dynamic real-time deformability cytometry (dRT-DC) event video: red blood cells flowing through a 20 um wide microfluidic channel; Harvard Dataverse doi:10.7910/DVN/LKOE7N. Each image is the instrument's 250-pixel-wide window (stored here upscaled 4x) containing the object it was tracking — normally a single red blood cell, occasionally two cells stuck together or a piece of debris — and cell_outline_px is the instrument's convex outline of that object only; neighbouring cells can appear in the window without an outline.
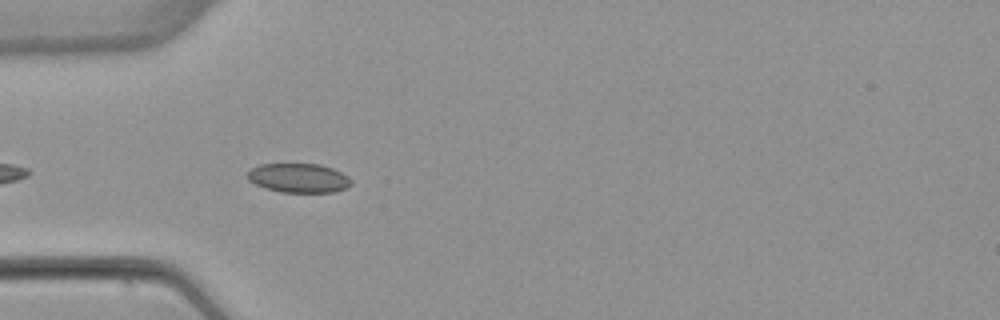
{"species": "common noctule bat (a hibernating species)", "species_latin": "Nyctalus noctula", "temperature_condition": "warm", "stored_images_in_passage": 9, "camera_frame_rate_fps": 3000, "um_per_image_px": 0.085, "animal": {"sex": "female", "body_mass_g": 22.7, "forearm_length_mm": 54.2}, "frame": {"image": 1, "passage_image": 3, "time_ms": 0.667, "image_size_px": [1000, 320], "cell_outline_px": [[352, 184], [348, 188], [332, 192], [280, 192], [264, 188], [248, 180], [248, 172], [252, 168], [260, 164], [320, 164], [332, 168], [348, 176], [352, 180]], "centroid_in_image_um": [25.41, 15.13], "position_along_channel_um": 59.6, "area_um2": 17.69}}